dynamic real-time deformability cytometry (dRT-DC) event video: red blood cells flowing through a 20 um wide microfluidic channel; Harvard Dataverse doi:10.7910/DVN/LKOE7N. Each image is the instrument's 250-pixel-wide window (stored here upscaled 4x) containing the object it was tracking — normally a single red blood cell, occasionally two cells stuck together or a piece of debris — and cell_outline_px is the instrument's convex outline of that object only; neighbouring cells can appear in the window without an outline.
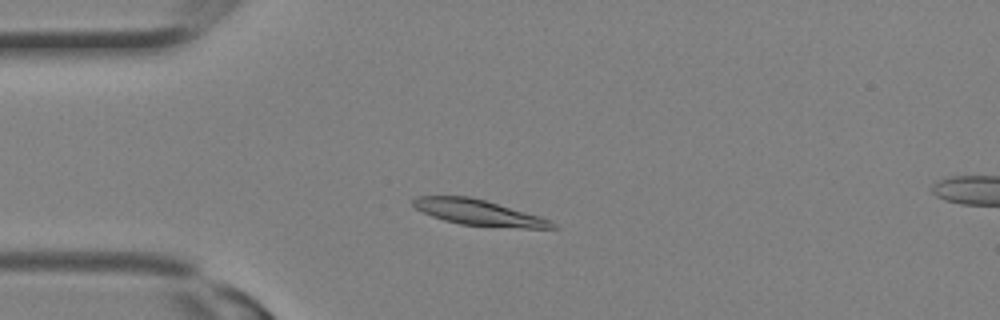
{"species": "Egyptian fruit bat (a non-hibernating species)", "species_latin": "Rousettus aegyptiacus", "temperature_condition": "room temperature", "stored_images_in_passage": 7, "camera_frame_rate_fps": 3000, "um_per_image_px": 0.085, "animal": {"sex": "female"}, "frame": {"image": 1, "passage_image": 5, "time_ms": 1.333, "image_size_px": [1000, 320], "cell_outline_px": [[556, 228], [524, 228], [460, 224], [444, 220], [432, 216], [416, 208], [412, 204], [412, 200], [416, 196], [468, 196], [484, 200], [540, 216], [556, 224]], "centroid_in_image_um": [40.65, 18.06], "position_along_channel_um": 44.3, "area_um2": 20.4}}